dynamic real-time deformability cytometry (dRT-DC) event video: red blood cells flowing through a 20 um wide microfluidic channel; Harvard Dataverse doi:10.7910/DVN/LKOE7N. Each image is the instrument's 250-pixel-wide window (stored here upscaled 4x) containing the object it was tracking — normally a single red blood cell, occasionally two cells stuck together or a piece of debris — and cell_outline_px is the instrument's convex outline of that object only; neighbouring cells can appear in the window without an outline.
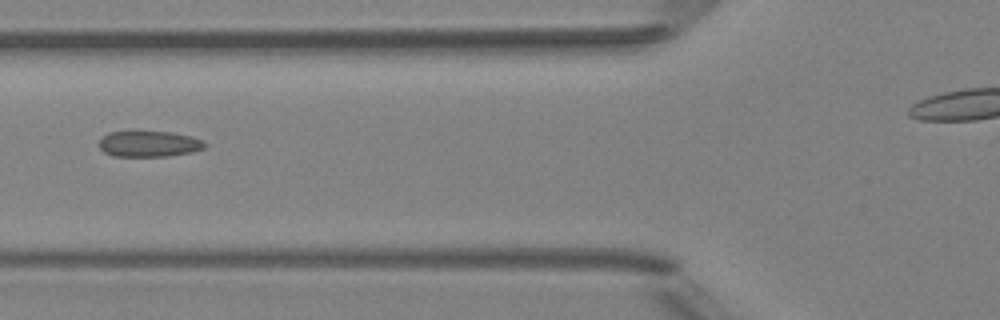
{"species": "Egyptian fruit bat (a non-hibernating species)", "species_latin": "Rousettus aegyptiacus", "temperature_condition": "room temperature", "stored_images_in_passage": 7, "segment_of_instrument_passage": [1, 2], "camera_frame_rate_fps": 3000, "um_per_image_px": 0.085, "animal": {"sex": "female"}, "frame": {"image": 1, "passage_image": 6, "time_ms": 5.667, "image_size_px": [1000, 320], "cell_outline_px": [[208, 144], [204, 148], [188, 152], [168, 156], [112, 156], [104, 152], [100, 148], [100, 136], [108, 132], [132, 128], [172, 132], [192, 136], [204, 140]], "centroid_in_image_um": [12.61, 12.16], "position_along_channel_um": 113.2, "area_um2": 16.88}}